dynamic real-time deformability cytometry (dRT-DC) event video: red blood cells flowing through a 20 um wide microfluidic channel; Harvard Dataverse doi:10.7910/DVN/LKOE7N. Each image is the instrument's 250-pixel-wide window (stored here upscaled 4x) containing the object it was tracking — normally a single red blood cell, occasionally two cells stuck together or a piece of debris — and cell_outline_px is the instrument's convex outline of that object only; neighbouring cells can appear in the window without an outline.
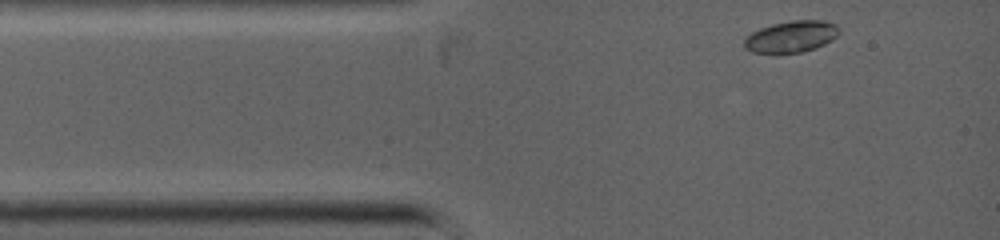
{"species": "common noctule bat (a hibernating species)", "species_latin": "Nyctalus noctula", "temperature_condition": "warm", "stored_images_in_passage": 30, "camera_frame_rate_fps": 5000, "um_per_image_px": 0.085, "animal": {"sex": "female", "body_mass_g": 19.0, "forearm_length_mm": 53.3}, "frame": {"image": 1, "passage_image": 1, "time_ms": 0.0, "image_size_px": [1000, 240], "cell_outline_px": [[840, 32], [832, 40], [816, 48], [804, 52], [776, 56], [752, 52], [744, 48], [744, 40], [752, 32], [760, 28], [772, 24], [792, 20], [820, 20], [836, 24], [840, 28]], "centroid_in_image_um": [67.23, 3.16], "position_along_channel_um": 17.8, "area_um2": 18.09}}
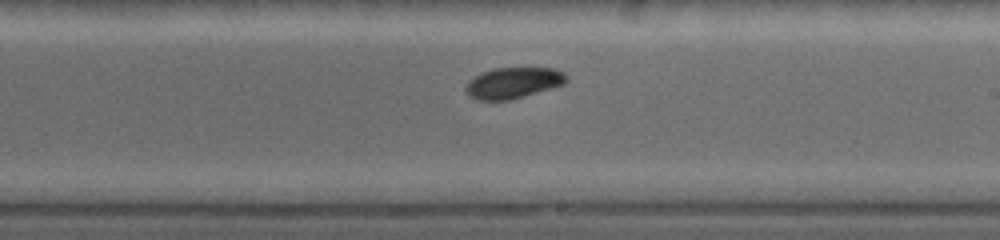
{"frame": {"image": 2, "passage_image": 18, "time_ms": 5.4, "image_size_px": [1000, 240], "cell_outline_px": [[568, 80], [564, 84], [508, 100], [476, 100], [468, 96], [464, 88], [468, 80], [492, 68], [556, 68], [564, 72], [568, 76]], "centroid_in_image_um": [43.61, 7.03], "position_along_channel_um": 245.4, "area_um2": 18.15}}
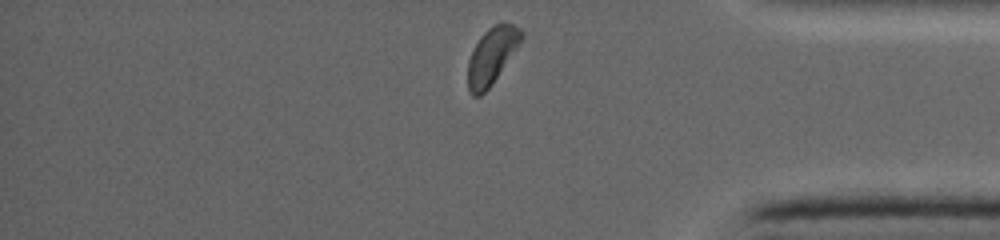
{"frame": {"image": 3, "passage_image": 30, "time_ms": 8.8, "image_size_px": [1000, 240], "cell_outline_px": [[524, 36], [492, 84], [480, 96], [472, 96], [468, 92], [468, 60], [480, 36], [488, 28], [500, 20], [512, 24], [520, 28], [524, 32]], "centroid_in_image_um": [41.8, 4.71], "position_along_channel_um": 393.4, "area_um2": 17.57}}